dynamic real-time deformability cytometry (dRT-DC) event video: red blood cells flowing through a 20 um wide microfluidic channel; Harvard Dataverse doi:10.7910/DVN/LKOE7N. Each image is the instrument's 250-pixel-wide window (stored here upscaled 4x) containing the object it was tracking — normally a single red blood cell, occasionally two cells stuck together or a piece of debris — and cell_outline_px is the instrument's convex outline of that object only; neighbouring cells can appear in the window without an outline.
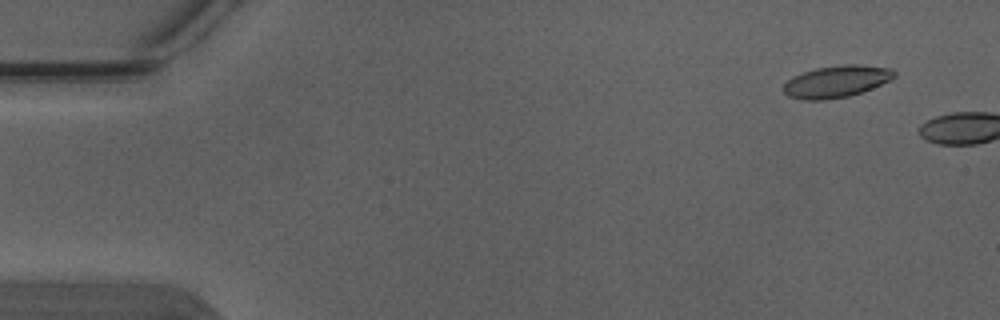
{"species": "Egyptian fruit bat (a non-hibernating species)", "species_latin": "Rousettus aegyptiacus", "temperature_condition": "warm", "stored_images_in_passage": 2, "camera_frame_rate_fps": 3000, "um_per_image_px": 0.085, "animal": {"sex": "male"}, "frame": {"image": 1, "passage_image": 1, "time_ms": 0.0, "image_size_px": [1000, 320], "cell_outline_px": [[896, 76], [872, 88], [848, 96], [824, 100], [804, 100], [788, 96], [784, 92], [784, 84], [792, 76], [816, 68], [844, 64], [856, 64], [892, 68], [896, 72]], "centroid_in_image_um": [71.09, 6.92], "position_along_channel_um": 13.9, "area_um2": 20.46}}